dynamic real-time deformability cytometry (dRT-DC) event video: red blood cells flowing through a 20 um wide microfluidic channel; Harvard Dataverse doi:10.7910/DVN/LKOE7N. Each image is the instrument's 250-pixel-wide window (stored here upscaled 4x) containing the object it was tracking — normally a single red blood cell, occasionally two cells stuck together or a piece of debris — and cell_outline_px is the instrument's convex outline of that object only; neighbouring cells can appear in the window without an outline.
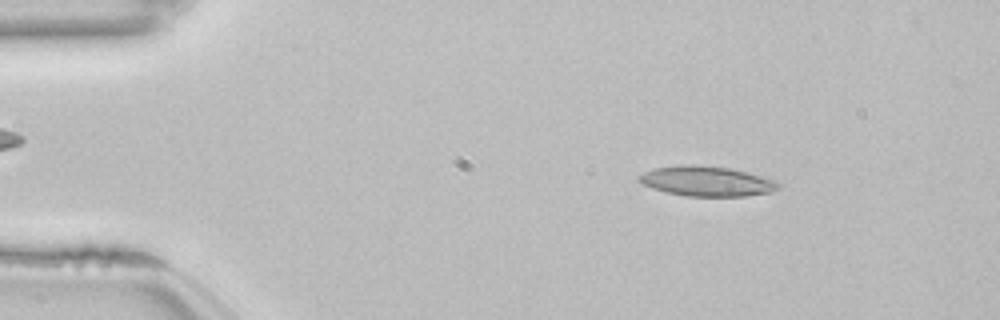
{"species": "common noctule bat (a hibernating species)", "species_latin": "Nyctalus noctula", "temperature_condition": "room temperature", "stored_images_in_passage": 13, "segment_of_instrument_passage": [2, 2], "camera_frame_rate_fps": 3000, "um_per_image_px": 0.085, "animal": {"sex": "female", "body_mass_g": 22.7, "forearm_length_mm": 54.2}, "frame": {"image": 1, "passage_image": 13, "time_ms": 4.0, "image_size_px": [1000, 320], "cell_outline_px": [[780, 188], [768, 192], [748, 196], [684, 196], [652, 188], [644, 184], [640, 180], [640, 176], [644, 172], [652, 168], [680, 164], [692, 164], [732, 168], [776, 180], [780, 184]], "centroid_in_image_um": [60.09, 15.39], "position_along_channel_um": 24.9, "area_um2": 24.33}}